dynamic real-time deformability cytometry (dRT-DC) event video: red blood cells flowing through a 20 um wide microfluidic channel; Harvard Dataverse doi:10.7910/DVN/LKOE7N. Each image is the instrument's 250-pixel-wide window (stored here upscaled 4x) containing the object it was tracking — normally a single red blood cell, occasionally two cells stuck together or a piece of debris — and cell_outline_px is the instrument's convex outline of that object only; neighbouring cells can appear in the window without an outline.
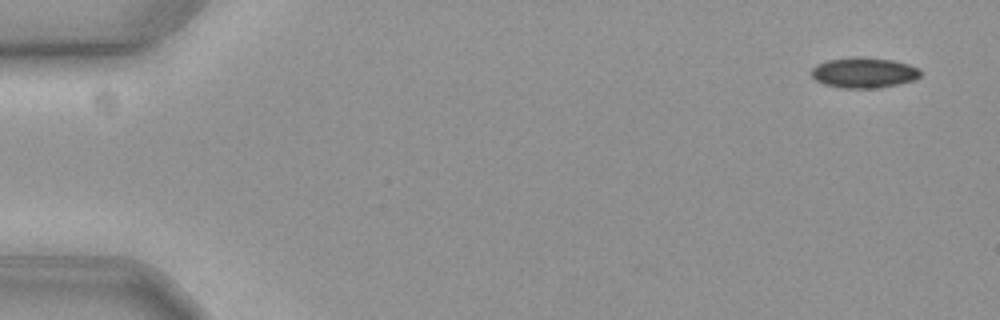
{"species": "common noctule bat (a hibernating species)", "species_latin": "Nyctalus noctula", "temperature_condition": "cold", "stored_images_in_passage": 10, "camera_frame_rate_fps": 3000, "um_per_image_px": 0.085, "animal": {"sex": "female", "body_mass_g": 19.3, "forearm_length_mm": 54.1}, "frame": {"image": 1, "passage_image": 1, "time_ms": 0.0, "image_size_px": [1000, 320], "cell_outline_px": [[920, 76], [916, 80], [876, 88], [844, 88], [824, 84], [816, 80], [812, 76], [812, 68], [816, 64], [828, 60], [852, 56], [860, 56], [892, 60], [908, 64], [920, 68]], "centroid_in_image_um": [73.43, 6.16], "position_along_channel_um": 11.6, "area_um2": 19.42}}